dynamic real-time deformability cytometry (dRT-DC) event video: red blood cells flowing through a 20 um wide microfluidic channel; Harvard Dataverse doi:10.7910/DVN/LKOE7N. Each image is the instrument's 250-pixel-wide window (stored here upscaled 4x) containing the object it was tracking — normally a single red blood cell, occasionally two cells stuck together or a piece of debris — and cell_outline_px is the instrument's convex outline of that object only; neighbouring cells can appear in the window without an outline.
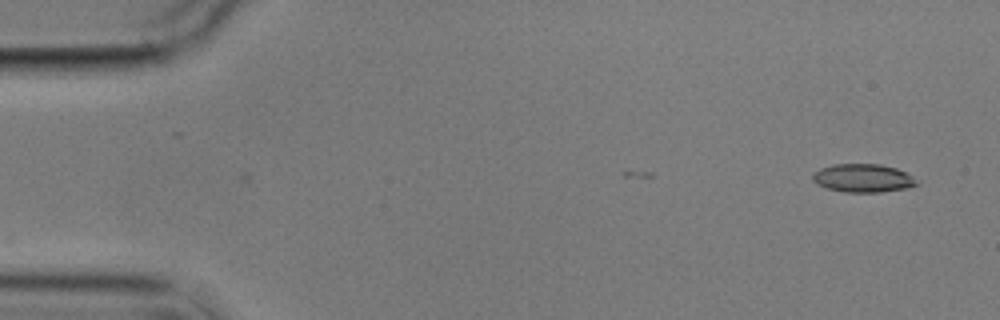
{"species": "common noctule bat (a hibernating species)", "species_latin": "Nyctalus noctula", "temperature_condition": "cold", "stored_images_in_passage": 2, "camera_frame_rate_fps": 3000, "um_per_image_px": 0.085, "animal": {"sex": "male", "body_mass_g": 17.9}, "frame": {"image": 1, "passage_image": 2, "time_ms": 1.333, "image_size_px": [1000, 320], "cell_outline_px": [[920, 184], [908, 188], [880, 192], [844, 192], [828, 188], [816, 184], [812, 180], [812, 172], [820, 168], [832, 164], [880, 164], [896, 168], [912, 176]], "centroid_in_image_um": [73.33, 15.14], "position_along_channel_um": 11.7, "area_um2": 17.28}}